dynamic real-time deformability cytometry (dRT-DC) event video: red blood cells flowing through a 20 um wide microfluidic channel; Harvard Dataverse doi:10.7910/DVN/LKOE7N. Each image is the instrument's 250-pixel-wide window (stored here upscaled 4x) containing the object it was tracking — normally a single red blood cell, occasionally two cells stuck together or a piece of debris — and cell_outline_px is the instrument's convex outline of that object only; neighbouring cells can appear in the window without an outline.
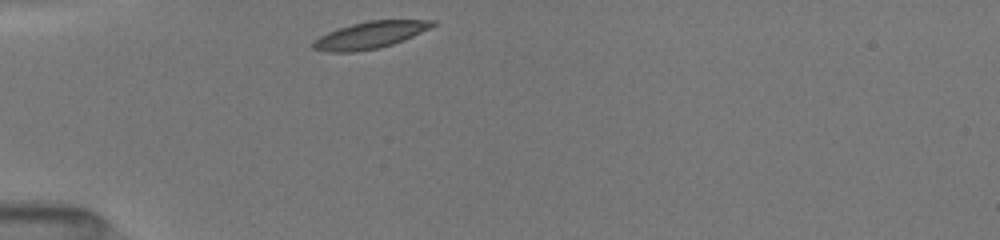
{"species": "common noctule bat (a hibernating species)", "species_latin": "Nyctalus noctula", "temperature_condition": "room temperature", "stored_images_in_passage": 31, "camera_frame_rate_fps": 3000, "um_per_image_px": 0.085, "animal": {"sex": "female", "body_mass_g": 19.5, "forearm_length_mm": 54.1}, "frame": {"image": 1, "passage_image": 1, "time_ms": 0.0, "image_size_px": [1000, 240], "cell_outline_px": [[436, 24], [432, 28], [404, 40], [392, 44], [376, 48], [356, 52], [324, 52], [312, 48], [312, 44], [320, 36], [328, 32], [352, 24], [368, 20], [436, 20]], "centroid_in_image_um": [31.49, 2.98], "position_along_channel_um": 53.5, "area_um2": 18.67}}
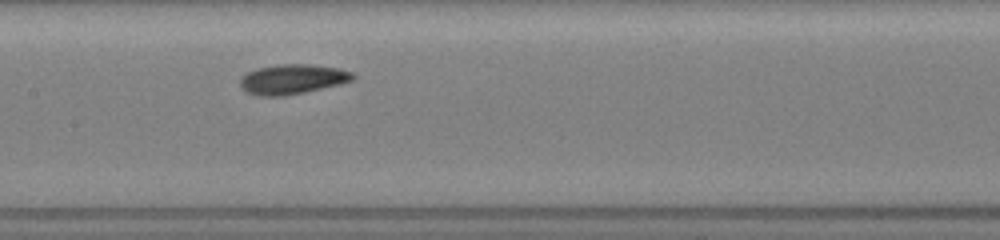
{"frame": {"image": 2, "passage_image": 12, "time_ms": 3.667, "image_size_px": [1000, 240], "cell_outline_px": [[356, 76], [352, 80], [340, 84], [304, 92], [284, 96], [256, 96], [240, 88], [240, 76], [256, 68], [280, 64], [308, 64], [336, 68], [352, 72]], "centroid_in_image_um": [24.81, 6.73], "position_along_channel_um": 182.6, "area_um2": 19.59}}
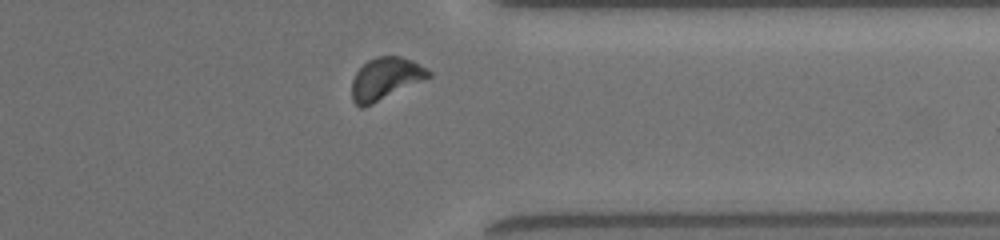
{"frame": {"image": 3, "passage_image": 27, "time_ms": 8.667, "image_size_px": [1000, 240], "cell_outline_px": [[432, 76], [424, 80], [364, 108], [360, 108], [352, 100], [352, 80], [356, 72], [368, 60], [376, 56], [400, 56], [412, 60], [428, 68], [432, 72]], "centroid_in_image_um": [32.78, 6.68], "position_along_channel_um": 378.6, "area_um2": 18.96}, "authors_computed_cell_mechanics": {"area_um2": 18.7272, "velocity_mm_per_s": 3.9765, "shape_relaxation_time_tau1_ms": 1.4502, "shape_relaxation_time_tau2_ms": 5.4853, "deformation_change_tau1": 0.0954, "deformation_change_tau2": 0.0914}}